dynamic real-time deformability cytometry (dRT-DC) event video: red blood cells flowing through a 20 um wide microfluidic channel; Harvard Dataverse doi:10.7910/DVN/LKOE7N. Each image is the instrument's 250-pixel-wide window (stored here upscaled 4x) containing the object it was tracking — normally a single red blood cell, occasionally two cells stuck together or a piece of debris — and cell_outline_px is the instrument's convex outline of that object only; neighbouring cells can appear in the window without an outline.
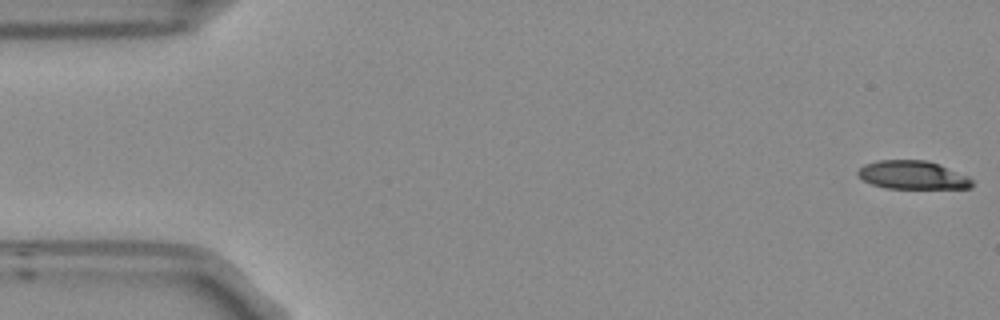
{"species": "Egyptian fruit bat (a non-hibernating species)", "species_latin": "Rousettus aegyptiacus", "temperature_condition": "room temperature", "stored_images_in_passage": 5, "segment_of_instrument_passage": [1, 2], "camera_frame_rate_fps": 3000, "um_per_image_px": 0.085, "frame": {"image": 1, "passage_image": 1, "time_ms": 0.0, "image_size_px": [1000, 320], "cell_outline_px": [[972, 188], [884, 188], [872, 184], [864, 180], [856, 172], [864, 164], [876, 160], [928, 160], [940, 164], [968, 176], [972, 180]], "centroid_in_image_um": [77.57, 14.87], "position_along_channel_um": 7.4, "area_um2": 18.9}}
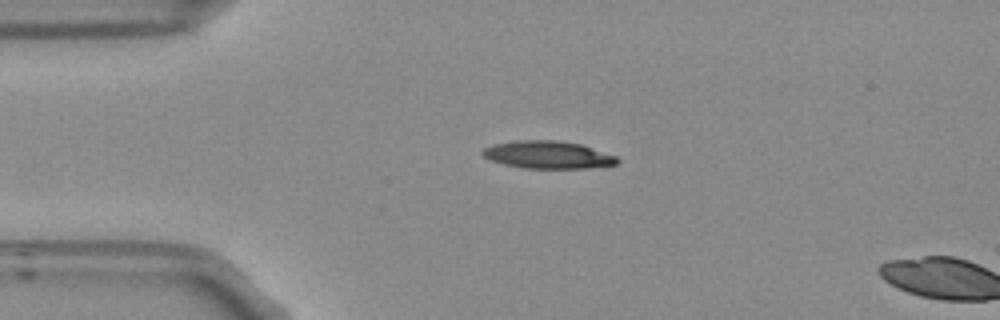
{"frame": {"image": 2, "passage_image": 4, "time_ms": 1.0, "image_size_px": [1000, 320], "cell_outline_px": [[620, 160], [616, 164], [588, 168], [524, 168], [504, 164], [492, 160], [484, 156], [480, 152], [484, 148], [492, 144], [516, 140], [556, 140], [580, 144], [616, 156]], "centroid_in_image_um": [46.55, 13.15], "position_along_channel_um": 38.5, "area_um2": 21.5}}